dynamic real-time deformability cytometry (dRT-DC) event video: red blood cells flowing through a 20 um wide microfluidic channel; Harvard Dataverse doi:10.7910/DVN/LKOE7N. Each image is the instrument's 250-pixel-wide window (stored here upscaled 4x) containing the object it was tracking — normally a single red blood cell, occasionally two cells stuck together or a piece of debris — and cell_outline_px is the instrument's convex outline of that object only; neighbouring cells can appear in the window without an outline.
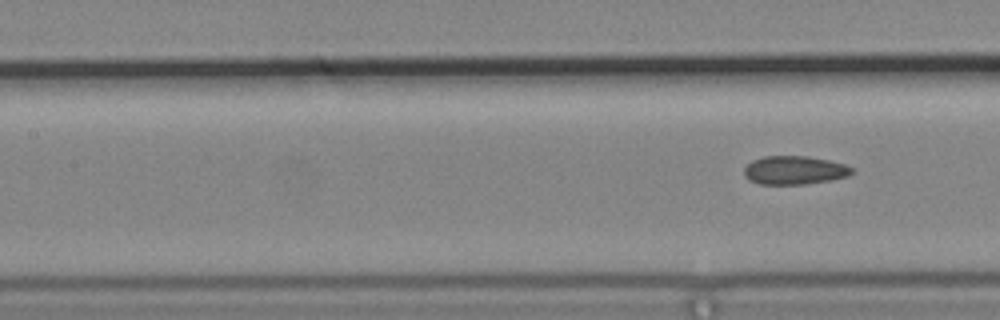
{"species": "common noctule bat (a hibernating species)", "species_latin": "Nyctalus noctula", "temperature_condition": "cold", "stored_images_in_passage": 9, "segment_of_instrument_passage": [2, 2], "camera_frame_rate_fps": 3000, "um_per_image_px": 0.085, "animal": {"sex": "male", "body_mass_g": 19.2, "forearm_length_mm": 51.8}, "frame": {"image": 1, "passage_image": 9, "time_ms": 2.667, "image_size_px": [1000, 320], "cell_outline_px": [[852, 172], [848, 176], [832, 180], [804, 184], [760, 184], [752, 180], [744, 172], [744, 168], [752, 160], [764, 156], [808, 156], [828, 160], [844, 164], [852, 168]], "centroid_in_image_um": [67.55, 14.46], "position_along_channel_um": 139.9, "area_um2": 17.69}}